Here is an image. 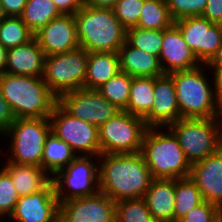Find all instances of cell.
<instances>
[{
	"label": "cell",
	"instance_id": "6da1fadb",
	"mask_svg": "<svg viewBox=\"0 0 222 222\" xmlns=\"http://www.w3.org/2000/svg\"><path fill=\"white\" fill-rule=\"evenodd\" d=\"M98 158L100 192L114 202L144 197L153 177L141 152L101 154Z\"/></svg>",
	"mask_w": 222,
	"mask_h": 222
},
{
	"label": "cell",
	"instance_id": "7a4b0ae2",
	"mask_svg": "<svg viewBox=\"0 0 222 222\" xmlns=\"http://www.w3.org/2000/svg\"><path fill=\"white\" fill-rule=\"evenodd\" d=\"M208 72L206 64H201L194 69L170 73L176 89L180 119L215 118L220 80L211 72L208 76Z\"/></svg>",
	"mask_w": 222,
	"mask_h": 222
},
{
	"label": "cell",
	"instance_id": "3957f363",
	"mask_svg": "<svg viewBox=\"0 0 222 222\" xmlns=\"http://www.w3.org/2000/svg\"><path fill=\"white\" fill-rule=\"evenodd\" d=\"M0 89L14 118H49L58 98L43 77L4 73Z\"/></svg>",
	"mask_w": 222,
	"mask_h": 222
},
{
	"label": "cell",
	"instance_id": "277c9868",
	"mask_svg": "<svg viewBox=\"0 0 222 222\" xmlns=\"http://www.w3.org/2000/svg\"><path fill=\"white\" fill-rule=\"evenodd\" d=\"M141 153L153 179H178L190 176L191 165L178 138L168 127H147Z\"/></svg>",
	"mask_w": 222,
	"mask_h": 222
},
{
	"label": "cell",
	"instance_id": "5b68a950",
	"mask_svg": "<svg viewBox=\"0 0 222 222\" xmlns=\"http://www.w3.org/2000/svg\"><path fill=\"white\" fill-rule=\"evenodd\" d=\"M80 47L90 52H117L126 41V29L113 10L83 6L74 15Z\"/></svg>",
	"mask_w": 222,
	"mask_h": 222
},
{
	"label": "cell",
	"instance_id": "8992f818",
	"mask_svg": "<svg viewBox=\"0 0 222 222\" xmlns=\"http://www.w3.org/2000/svg\"><path fill=\"white\" fill-rule=\"evenodd\" d=\"M51 132L49 118H16L1 136L7 144L6 160L42 168L45 140ZM6 137V138H5ZM9 139H8V138ZM9 141V142H8ZM10 151V152H9ZM10 154V155H9Z\"/></svg>",
	"mask_w": 222,
	"mask_h": 222
},
{
	"label": "cell",
	"instance_id": "52a82bcc",
	"mask_svg": "<svg viewBox=\"0 0 222 222\" xmlns=\"http://www.w3.org/2000/svg\"><path fill=\"white\" fill-rule=\"evenodd\" d=\"M168 128L178 138L190 165L222 147V131L215 118H181Z\"/></svg>",
	"mask_w": 222,
	"mask_h": 222
},
{
	"label": "cell",
	"instance_id": "ba28073f",
	"mask_svg": "<svg viewBox=\"0 0 222 222\" xmlns=\"http://www.w3.org/2000/svg\"><path fill=\"white\" fill-rule=\"evenodd\" d=\"M58 203L96 195L99 190V158L77 156L52 178Z\"/></svg>",
	"mask_w": 222,
	"mask_h": 222
},
{
	"label": "cell",
	"instance_id": "9c48e42d",
	"mask_svg": "<svg viewBox=\"0 0 222 222\" xmlns=\"http://www.w3.org/2000/svg\"><path fill=\"white\" fill-rule=\"evenodd\" d=\"M87 64L88 52L82 47L45 56L42 77L50 91L59 98L66 92L84 87Z\"/></svg>",
	"mask_w": 222,
	"mask_h": 222
},
{
	"label": "cell",
	"instance_id": "30bf717a",
	"mask_svg": "<svg viewBox=\"0 0 222 222\" xmlns=\"http://www.w3.org/2000/svg\"><path fill=\"white\" fill-rule=\"evenodd\" d=\"M146 129L144 119L120 111L98 128L101 154L141 152Z\"/></svg>",
	"mask_w": 222,
	"mask_h": 222
},
{
	"label": "cell",
	"instance_id": "8fae6325",
	"mask_svg": "<svg viewBox=\"0 0 222 222\" xmlns=\"http://www.w3.org/2000/svg\"><path fill=\"white\" fill-rule=\"evenodd\" d=\"M51 132L67 143L77 156L101 155L98 127L72 117L58 103L49 116Z\"/></svg>",
	"mask_w": 222,
	"mask_h": 222
},
{
	"label": "cell",
	"instance_id": "7c38bea8",
	"mask_svg": "<svg viewBox=\"0 0 222 222\" xmlns=\"http://www.w3.org/2000/svg\"><path fill=\"white\" fill-rule=\"evenodd\" d=\"M58 104L72 117L98 128L121 111L104 98L98 89L85 87L62 94Z\"/></svg>",
	"mask_w": 222,
	"mask_h": 222
},
{
	"label": "cell",
	"instance_id": "4fadbf2b",
	"mask_svg": "<svg viewBox=\"0 0 222 222\" xmlns=\"http://www.w3.org/2000/svg\"><path fill=\"white\" fill-rule=\"evenodd\" d=\"M174 25L201 64H207L222 43V28L202 16L182 18Z\"/></svg>",
	"mask_w": 222,
	"mask_h": 222
},
{
	"label": "cell",
	"instance_id": "5bb4252c",
	"mask_svg": "<svg viewBox=\"0 0 222 222\" xmlns=\"http://www.w3.org/2000/svg\"><path fill=\"white\" fill-rule=\"evenodd\" d=\"M116 215V202L102 192L59 204V222H109Z\"/></svg>",
	"mask_w": 222,
	"mask_h": 222
},
{
	"label": "cell",
	"instance_id": "9a60e30c",
	"mask_svg": "<svg viewBox=\"0 0 222 222\" xmlns=\"http://www.w3.org/2000/svg\"><path fill=\"white\" fill-rule=\"evenodd\" d=\"M9 221L59 222V203L53 181L35 193L19 197Z\"/></svg>",
	"mask_w": 222,
	"mask_h": 222
},
{
	"label": "cell",
	"instance_id": "2e32d148",
	"mask_svg": "<svg viewBox=\"0 0 222 222\" xmlns=\"http://www.w3.org/2000/svg\"><path fill=\"white\" fill-rule=\"evenodd\" d=\"M34 37L45 56L62 54L80 47L74 15H61L52 19Z\"/></svg>",
	"mask_w": 222,
	"mask_h": 222
},
{
	"label": "cell",
	"instance_id": "e0dca14e",
	"mask_svg": "<svg viewBox=\"0 0 222 222\" xmlns=\"http://www.w3.org/2000/svg\"><path fill=\"white\" fill-rule=\"evenodd\" d=\"M180 119L175 85L170 74L155 77L154 103L144 118L147 127H168Z\"/></svg>",
	"mask_w": 222,
	"mask_h": 222
},
{
	"label": "cell",
	"instance_id": "ac0fdd59",
	"mask_svg": "<svg viewBox=\"0 0 222 222\" xmlns=\"http://www.w3.org/2000/svg\"><path fill=\"white\" fill-rule=\"evenodd\" d=\"M159 60L164 74L190 70L201 65L174 24L164 30Z\"/></svg>",
	"mask_w": 222,
	"mask_h": 222
},
{
	"label": "cell",
	"instance_id": "d6986e66",
	"mask_svg": "<svg viewBox=\"0 0 222 222\" xmlns=\"http://www.w3.org/2000/svg\"><path fill=\"white\" fill-rule=\"evenodd\" d=\"M206 202L222 205V147L191 165L190 176Z\"/></svg>",
	"mask_w": 222,
	"mask_h": 222
},
{
	"label": "cell",
	"instance_id": "ffe728a7",
	"mask_svg": "<svg viewBox=\"0 0 222 222\" xmlns=\"http://www.w3.org/2000/svg\"><path fill=\"white\" fill-rule=\"evenodd\" d=\"M44 51L34 37L29 42L7 51L5 72L16 75L43 76Z\"/></svg>",
	"mask_w": 222,
	"mask_h": 222
},
{
	"label": "cell",
	"instance_id": "44dd1931",
	"mask_svg": "<svg viewBox=\"0 0 222 222\" xmlns=\"http://www.w3.org/2000/svg\"><path fill=\"white\" fill-rule=\"evenodd\" d=\"M143 198L156 222L173 221L175 179H153Z\"/></svg>",
	"mask_w": 222,
	"mask_h": 222
},
{
	"label": "cell",
	"instance_id": "7402d4cb",
	"mask_svg": "<svg viewBox=\"0 0 222 222\" xmlns=\"http://www.w3.org/2000/svg\"><path fill=\"white\" fill-rule=\"evenodd\" d=\"M120 71L132 77H159L164 74L157 56L131 46L127 41L118 51Z\"/></svg>",
	"mask_w": 222,
	"mask_h": 222
},
{
	"label": "cell",
	"instance_id": "603a6c76",
	"mask_svg": "<svg viewBox=\"0 0 222 222\" xmlns=\"http://www.w3.org/2000/svg\"><path fill=\"white\" fill-rule=\"evenodd\" d=\"M3 169L11 177L20 197L43 189L51 181V177L38 166L17 164L6 160Z\"/></svg>",
	"mask_w": 222,
	"mask_h": 222
},
{
	"label": "cell",
	"instance_id": "cb8c5ba5",
	"mask_svg": "<svg viewBox=\"0 0 222 222\" xmlns=\"http://www.w3.org/2000/svg\"><path fill=\"white\" fill-rule=\"evenodd\" d=\"M119 72L120 60L117 52H90L84 87L99 89Z\"/></svg>",
	"mask_w": 222,
	"mask_h": 222
},
{
	"label": "cell",
	"instance_id": "d4e9b609",
	"mask_svg": "<svg viewBox=\"0 0 222 222\" xmlns=\"http://www.w3.org/2000/svg\"><path fill=\"white\" fill-rule=\"evenodd\" d=\"M77 157L72 148L50 132L45 140L42 156V169L52 178Z\"/></svg>",
	"mask_w": 222,
	"mask_h": 222
},
{
	"label": "cell",
	"instance_id": "484cf974",
	"mask_svg": "<svg viewBox=\"0 0 222 222\" xmlns=\"http://www.w3.org/2000/svg\"><path fill=\"white\" fill-rule=\"evenodd\" d=\"M155 77H133L125 111L144 119L154 103Z\"/></svg>",
	"mask_w": 222,
	"mask_h": 222
},
{
	"label": "cell",
	"instance_id": "4316f807",
	"mask_svg": "<svg viewBox=\"0 0 222 222\" xmlns=\"http://www.w3.org/2000/svg\"><path fill=\"white\" fill-rule=\"evenodd\" d=\"M63 15L53 3V0H27L20 16L27 27L35 34L52 19Z\"/></svg>",
	"mask_w": 222,
	"mask_h": 222
},
{
	"label": "cell",
	"instance_id": "83f0119b",
	"mask_svg": "<svg viewBox=\"0 0 222 222\" xmlns=\"http://www.w3.org/2000/svg\"><path fill=\"white\" fill-rule=\"evenodd\" d=\"M203 201L200 190L190 177L175 179L173 221H179Z\"/></svg>",
	"mask_w": 222,
	"mask_h": 222
},
{
	"label": "cell",
	"instance_id": "f1b7e54d",
	"mask_svg": "<svg viewBox=\"0 0 222 222\" xmlns=\"http://www.w3.org/2000/svg\"><path fill=\"white\" fill-rule=\"evenodd\" d=\"M174 24L166 1L144 0L136 27L151 30H166Z\"/></svg>",
	"mask_w": 222,
	"mask_h": 222
},
{
	"label": "cell",
	"instance_id": "f546056e",
	"mask_svg": "<svg viewBox=\"0 0 222 222\" xmlns=\"http://www.w3.org/2000/svg\"><path fill=\"white\" fill-rule=\"evenodd\" d=\"M34 38V33L21 17L7 16L0 24V44L7 50L25 44Z\"/></svg>",
	"mask_w": 222,
	"mask_h": 222
},
{
	"label": "cell",
	"instance_id": "4dcf8cb0",
	"mask_svg": "<svg viewBox=\"0 0 222 222\" xmlns=\"http://www.w3.org/2000/svg\"><path fill=\"white\" fill-rule=\"evenodd\" d=\"M132 79V76L120 71L98 90L110 103L121 111H125L129 102Z\"/></svg>",
	"mask_w": 222,
	"mask_h": 222
},
{
	"label": "cell",
	"instance_id": "1f68e13d",
	"mask_svg": "<svg viewBox=\"0 0 222 222\" xmlns=\"http://www.w3.org/2000/svg\"><path fill=\"white\" fill-rule=\"evenodd\" d=\"M164 30L131 27L126 30V41L136 49L146 51L159 58Z\"/></svg>",
	"mask_w": 222,
	"mask_h": 222
},
{
	"label": "cell",
	"instance_id": "d6a6232c",
	"mask_svg": "<svg viewBox=\"0 0 222 222\" xmlns=\"http://www.w3.org/2000/svg\"><path fill=\"white\" fill-rule=\"evenodd\" d=\"M115 217L120 222H156L148 210L144 198L117 201Z\"/></svg>",
	"mask_w": 222,
	"mask_h": 222
},
{
	"label": "cell",
	"instance_id": "836d02e7",
	"mask_svg": "<svg viewBox=\"0 0 222 222\" xmlns=\"http://www.w3.org/2000/svg\"><path fill=\"white\" fill-rule=\"evenodd\" d=\"M19 197L11 177L2 169L0 171V215L5 217L6 220L14 212Z\"/></svg>",
	"mask_w": 222,
	"mask_h": 222
},
{
	"label": "cell",
	"instance_id": "e575fe53",
	"mask_svg": "<svg viewBox=\"0 0 222 222\" xmlns=\"http://www.w3.org/2000/svg\"><path fill=\"white\" fill-rule=\"evenodd\" d=\"M173 21L186 17L202 16L207 0H166Z\"/></svg>",
	"mask_w": 222,
	"mask_h": 222
},
{
	"label": "cell",
	"instance_id": "d590c367",
	"mask_svg": "<svg viewBox=\"0 0 222 222\" xmlns=\"http://www.w3.org/2000/svg\"><path fill=\"white\" fill-rule=\"evenodd\" d=\"M144 0H119L113 7V12L122 26L127 30L136 27Z\"/></svg>",
	"mask_w": 222,
	"mask_h": 222
},
{
	"label": "cell",
	"instance_id": "8d00e7d4",
	"mask_svg": "<svg viewBox=\"0 0 222 222\" xmlns=\"http://www.w3.org/2000/svg\"><path fill=\"white\" fill-rule=\"evenodd\" d=\"M218 206L203 201L194 207L187 215L181 218L180 222H217Z\"/></svg>",
	"mask_w": 222,
	"mask_h": 222
},
{
	"label": "cell",
	"instance_id": "74e56055",
	"mask_svg": "<svg viewBox=\"0 0 222 222\" xmlns=\"http://www.w3.org/2000/svg\"><path fill=\"white\" fill-rule=\"evenodd\" d=\"M14 119L15 118L10 110L8 102L3 97L0 89V136H2L10 128Z\"/></svg>",
	"mask_w": 222,
	"mask_h": 222
},
{
	"label": "cell",
	"instance_id": "f35d334b",
	"mask_svg": "<svg viewBox=\"0 0 222 222\" xmlns=\"http://www.w3.org/2000/svg\"><path fill=\"white\" fill-rule=\"evenodd\" d=\"M202 17L214 24H219L222 20V0H207Z\"/></svg>",
	"mask_w": 222,
	"mask_h": 222
},
{
	"label": "cell",
	"instance_id": "ab89813d",
	"mask_svg": "<svg viewBox=\"0 0 222 222\" xmlns=\"http://www.w3.org/2000/svg\"><path fill=\"white\" fill-rule=\"evenodd\" d=\"M0 3L6 16L20 17L27 0H0Z\"/></svg>",
	"mask_w": 222,
	"mask_h": 222
},
{
	"label": "cell",
	"instance_id": "60d3db41",
	"mask_svg": "<svg viewBox=\"0 0 222 222\" xmlns=\"http://www.w3.org/2000/svg\"><path fill=\"white\" fill-rule=\"evenodd\" d=\"M53 3L63 15H75L83 6L84 0H53Z\"/></svg>",
	"mask_w": 222,
	"mask_h": 222
},
{
	"label": "cell",
	"instance_id": "b9f144b4",
	"mask_svg": "<svg viewBox=\"0 0 222 222\" xmlns=\"http://www.w3.org/2000/svg\"><path fill=\"white\" fill-rule=\"evenodd\" d=\"M208 70L219 80H222V43L216 54L206 64Z\"/></svg>",
	"mask_w": 222,
	"mask_h": 222
},
{
	"label": "cell",
	"instance_id": "7bdbcfd3",
	"mask_svg": "<svg viewBox=\"0 0 222 222\" xmlns=\"http://www.w3.org/2000/svg\"><path fill=\"white\" fill-rule=\"evenodd\" d=\"M119 0H84V5L98 9L112 10Z\"/></svg>",
	"mask_w": 222,
	"mask_h": 222
},
{
	"label": "cell",
	"instance_id": "ee69618b",
	"mask_svg": "<svg viewBox=\"0 0 222 222\" xmlns=\"http://www.w3.org/2000/svg\"><path fill=\"white\" fill-rule=\"evenodd\" d=\"M215 119L222 131V80H220L217 90V112Z\"/></svg>",
	"mask_w": 222,
	"mask_h": 222
},
{
	"label": "cell",
	"instance_id": "f6af8a7d",
	"mask_svg": "<svg viewBox=\"0 0 222 222\" xmlns=\"http://www.w3.org/2000/svg\"><path fill=\"white\" fill-rule=\"evenodd\" d=\"M7 49L0 44V75L5 73L7 63Z\"/></svg>",
	"mask_w": 222,
	"mask_h": 222
},
{
	"label": "cell",
	"instance_id": "bcb514c9",
	"mask_svg": "<svg viewBox=\"0 0 222 222\" xmlns=\"http://www.w3.org/2000/svg\"><path fill=\"white\" fill-rule=\"evenodd\" d=\"M217 222H222V205H219V206H218Z\"/></svg>",
	"mask_w": 222,
	"mask_h": 222
},
{
	"label": "cell",
	"instance_id": "7dc6e473",
	"mask_svg": "<svg viewBox=\"0 0 222 222\" xmlns=\"http://www.w3.org/2000/svg\"><path fill=\"white\" fill-rule=\"evenodd\" d=\"M7 16L5 15V13H4V10H3V7H2V5H1V3H0V22L3 20V19H5Z\"/></svg>",
	"mask_w": 222,
	"mask_h": 222
},
{
	"label": "cell",
	"instance_id": "c3c4849f",
	"mask_svg": "<svg viewBox=\"0 0 222 222\" xmlns=\"http://www.w3.org/2000/svg\"><path fill=\"white\" fill-rule=\"evenodd\" d=\"M109 222H120L116 217H114L111 221Z\"/></svg>",
	"mask_w": 222,
	"mask_h": 222
},
{
	"label": "cell",
	"instance_id": "681fc988",
	"mask_svg": "<svg viewBox=\"0 0 222 222\" xmlns=\"http://www.w3.org/2000/svg\"><path fill=\"white\" fill-rule=\"evenodd\" d=\"M4 218H5V217H3V216L0 215V222L8 221V220H5Z\"/></svg>",
	"mask_w": 222,
	"mask_h": 222
},
{
	"label": "cell",
	"instance_id": "f907efd6",
	"mask_svg": "<svg viewBox=\"0 0 222 222\" xmlns=\"http://www.w3.org/2000/svg\"><path fill=\"white\" fill-rule=\"evenodd\" d=\"M219 26L222 28V20L220 21Z\"/></svg>",
	"mask_w": 222,
	"mask_h": 222
},
{
	"label": "cell",
	"instance_id": "816d5d0a",
	"mask_svg": "<svg viewBox=\"0 0 222 222\" xmlns=\"http://www.w3.org/2000/svg\"><path fill=\"white\" fill-rule=\"evenodd\" d=\"M4 168V163L2 164V167H0V171Z\"/></svg>",
	"mask_w": 222,
	"mask_h": 222
}]
</instances>
